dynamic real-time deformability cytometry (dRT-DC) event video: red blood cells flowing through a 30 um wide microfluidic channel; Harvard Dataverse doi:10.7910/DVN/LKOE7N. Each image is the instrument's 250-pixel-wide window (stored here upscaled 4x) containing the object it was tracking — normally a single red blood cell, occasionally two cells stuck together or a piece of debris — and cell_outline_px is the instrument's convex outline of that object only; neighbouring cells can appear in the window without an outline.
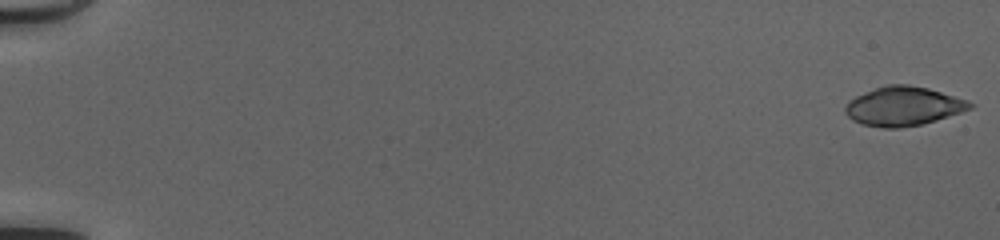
{"species": "common noctule bat (a hibernating species)", "species_latin": "Nyctalus noctula", "temperature_condition": "cold", "stored_images_in_passage": 51, "camera_frame_rate_fps": 3000, "um_per_image_px": 0.085, "animal": {"sex": "female", "body_mass_g": 20.0, "forearm_length_mm": 54.0}, "frame": {"image": 1, "passage_image": 1, "time_ms": 0.0, "image_size_px": [1000, 240], "cell_outline_px": [[976, 104], [972, 108], [936, 120], [920, 124], [900, 128], [884, 128], [860, 124], [852, 120], [844, 112], [844, 108], [848, 100], [864, 92], [888, 84], [908, 84], [928, 88], [968, 100]], "centroid_in_image_um": [76.76, 9.03], "position_along_channel_um": 8.2, "area_um2": 28.44}}
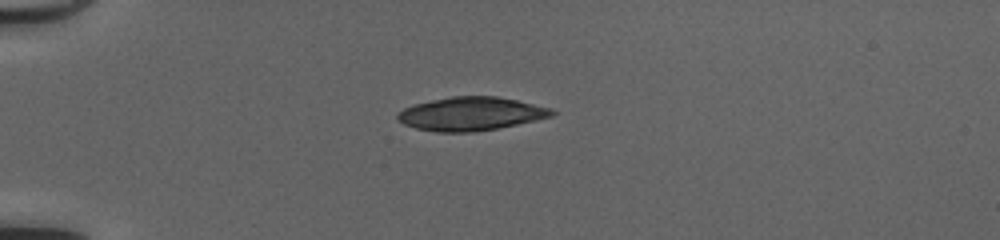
{"frame": {"image": 2, "passage_image": 15, "time_ms": 4.667, "image_size_px": [1000, 240], "cell_outline_px": [[556, 112], [552, 116], [536, 120], [496, 128], [472, 132], [436, 132], [416, 128], [404, 124], [396, 120], [396, 116], [404, 108], [412, 104], [452, 96], [496, 96], [516, 100], [552, 108]], "centroid_in_image_um": [40.0, 9.67], "position_along_channel_um": 45.0, "area_um2": 30.0}}